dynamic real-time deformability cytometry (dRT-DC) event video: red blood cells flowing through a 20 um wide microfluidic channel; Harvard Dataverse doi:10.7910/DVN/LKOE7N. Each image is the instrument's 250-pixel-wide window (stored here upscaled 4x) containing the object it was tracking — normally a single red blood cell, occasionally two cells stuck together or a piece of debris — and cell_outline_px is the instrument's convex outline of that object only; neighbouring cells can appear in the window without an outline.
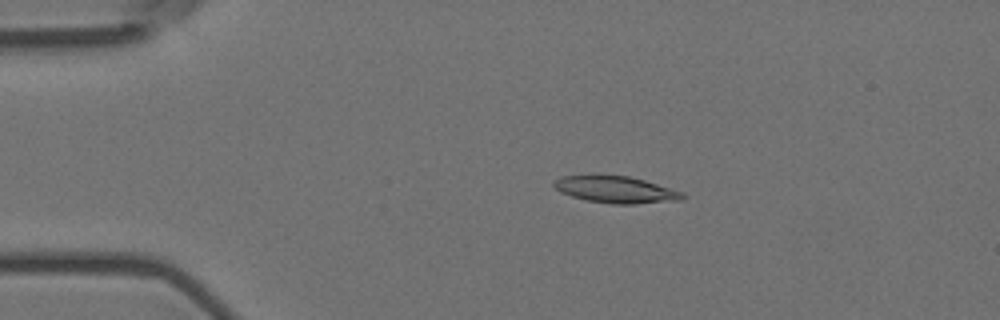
{"species": "Egyptian fruit bat (a non-hibernating species)", "species_latin": "Rousettus aegyptiacus", "temperature_condition": "room temperature", "stored_images_in_passage": 3, "camera_frame_rate_fps": 3000, "um_per_image_px": 0.085, "animal": {"sex": "female"}, "frame": {"image": 1, "passage_image": 1, "time_ms": 0.0, "image_size_px": [1000, 320], "cell_outline_px": [[688, 196], [684, 200], [636, 204], [612, 204], [588, 200], [572, 196], [560, 192], [552, 184], [552, 180], [560, 176], [592, 172], [628, 176], [644, 180], [684, 192]], "centroid_in_image_um": [52.31, 16.07], "position_along_channel_um": 32.7, "area_um2": 21.04}}
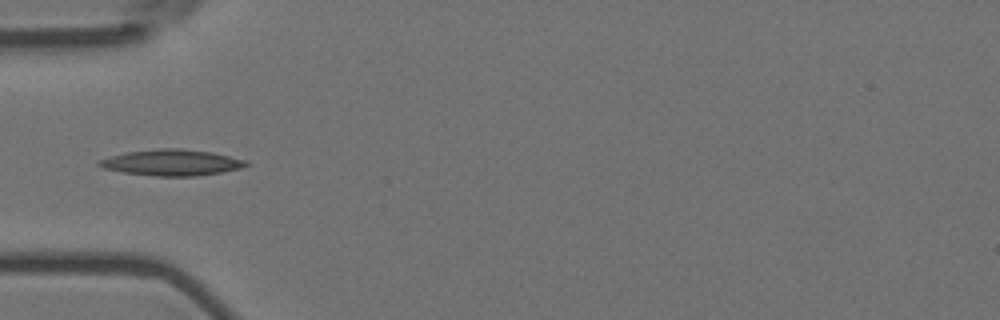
{"frame": {"image": 2, "passage_image": 3, "time_ms": 0.667, "image_size_px": [1000, 320], "cell_outline_px": [[248, 164], [244, 168], [196, 176], [156, 176], [124, 172], [104, 168], [96, 164], [96, 160], [128, 152], [160, 148], [180, 148], [212, 152], [248, 160]], "centroid_in_image_um": [14.63, 13.81], "position_along_channel_um": 70.4, "area_um2": 22.31}}